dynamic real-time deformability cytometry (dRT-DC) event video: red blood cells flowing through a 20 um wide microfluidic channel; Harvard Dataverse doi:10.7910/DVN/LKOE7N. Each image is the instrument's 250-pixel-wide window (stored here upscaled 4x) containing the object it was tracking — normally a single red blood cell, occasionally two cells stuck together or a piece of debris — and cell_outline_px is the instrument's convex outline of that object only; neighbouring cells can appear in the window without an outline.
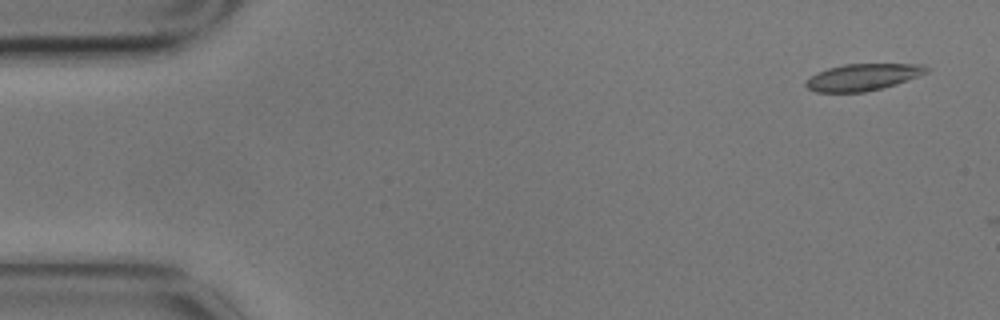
{"species": "common noctule bat (a hibernating species)", "species_latin": "Nyctalus noctula", "temperature_condition": "cold", "stored_images_in_passage": 2, "camera_frame_rate_fps": 3000, "um_per_image_px": 0.085, "animal": {"sex": "male", "body_mass_g": 17.9}, "frame": {"image": 1, "passage_image": 1, "time_ms": 0.0, "image_size_px": [1000, 320], "cell_outline_px": [[928, 72], [896, 84], [864, 92], [816, 92], [808, 88], [804, 84], [816, 72], [828, 68], [844, 64], [924, 64], [928, 68]], "centroid_in_image_um": [73.33, 6.55], "position_along_channel_um": 11.7, "area_um2": 18.61}}